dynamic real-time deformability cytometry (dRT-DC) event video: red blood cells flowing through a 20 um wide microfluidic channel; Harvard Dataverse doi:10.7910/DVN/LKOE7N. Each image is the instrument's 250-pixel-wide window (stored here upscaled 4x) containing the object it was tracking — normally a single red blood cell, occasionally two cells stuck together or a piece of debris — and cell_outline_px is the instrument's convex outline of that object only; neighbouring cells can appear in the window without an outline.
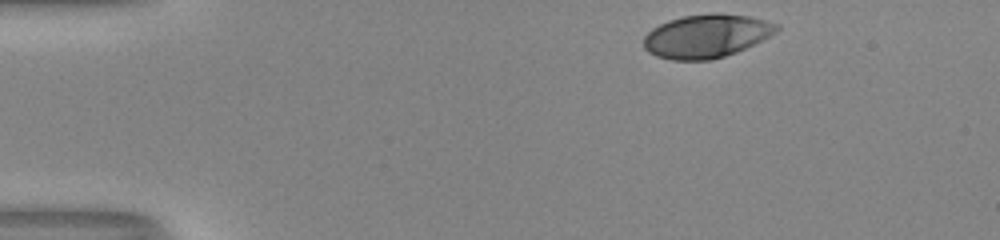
{"species": "human", "species_latin": "Homo sapiens", "temperature_condition": "room temperature", "stored_images_in_passage": 36, "camera_frame_rate_fps": 3000, "um_per_image_px": 0.085, "donor": {"sex": "male"}, "frame": {"image": 1, "passage_image": 1, "time_ms": 0.0, "image_size_px": [1000, 240], "cell_outline_px": [[780, 28], [776, 32], [736, 52], [712, 60], [672, 60], [656, 56], [648, 52], [644, 48], [644, 36], [652, 28], [668, 20], [684, 16], [712, 12], [720, 12], [748, 16], [780, 24]], "centroid_in_image_um": [60.03, 3.05], "position_along_channel_um": 25.0, "area_um2": 33.64}}
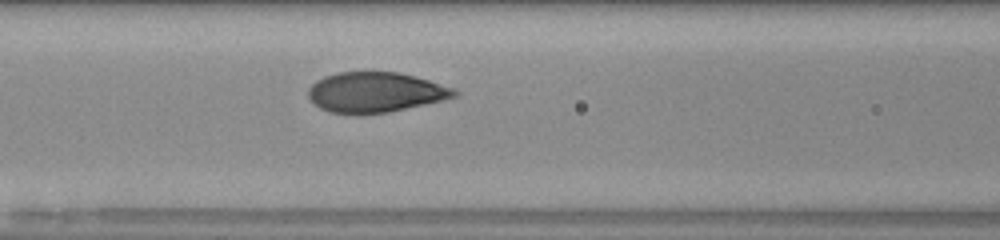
{"frame": {"image": 2, "passage_image": 16, "time_ms": 5.0, "image_size_px": [1000, 240], "cell_outline_px": [[460, 92], [456, 96], [424, 104], [388, 112], [360, 116], [356, 116], [328, 112], [320, 108], [308, 96], [308, 88], [316, 80], [324, 76], [336, 72], [396, 72], [416, 76], [452, 88]], "centroid_in_image_um": [31.84, 7.86], "position_along_channel_um": 134.8, "area_um2": 34.39}}
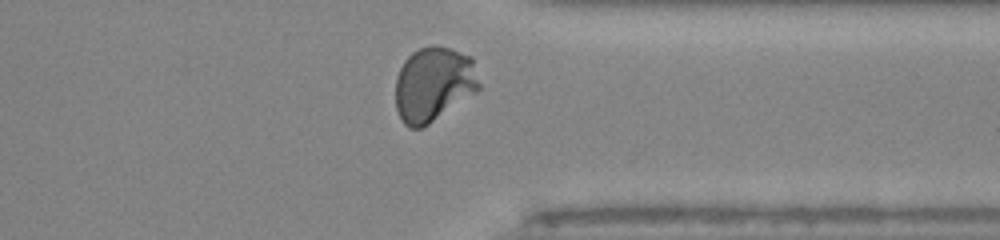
{"frame": {"image": 3, "passage_image": 34, "time_ms": 11.0, "image_size_px": [1000, 240], "cell_outline_px": [[480, 88], [476, 92], [428, 124], [420, 128], [408, 128], [404, 124], [396, 108], [396, 76], [404, 60], [412, 52], [420, 48], [432, 44], [448, 48], [472, 56], [480, 84]], "centroid_in_image_um": [36.85, 7.14], "position_along_channel_um": 374.6, "area_um2": 36.36}, "authors_computed_cell_mechanics": {"area_um2": 34.9979, "velocity_mm_per_s": 4.041, "shape_relaxation_time_tau1_ms": 4.7326, "shape_relaxation_time_tau2_ms": null, "deformation_change_tau1": 0.2155, "deformation_change_tau2": null}}